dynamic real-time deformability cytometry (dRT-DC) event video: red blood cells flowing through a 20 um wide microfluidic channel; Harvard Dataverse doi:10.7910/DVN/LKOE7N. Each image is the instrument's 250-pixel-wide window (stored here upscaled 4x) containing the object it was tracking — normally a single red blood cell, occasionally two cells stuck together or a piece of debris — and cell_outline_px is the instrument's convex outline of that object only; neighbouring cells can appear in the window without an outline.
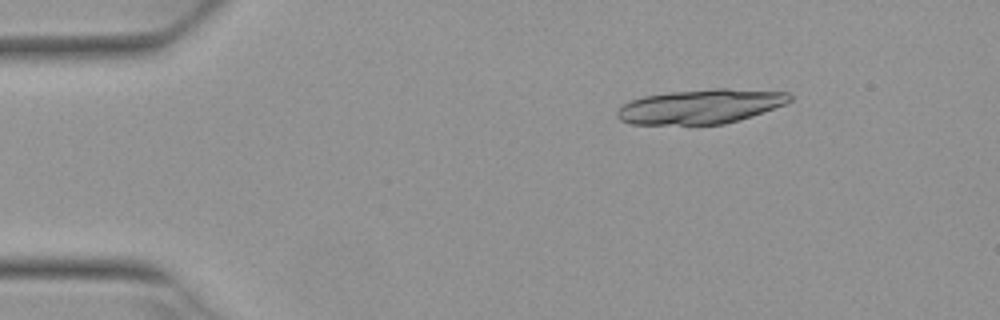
{"species": "Egyptian fruit bat (a non-hibernating species)", "species_latin": "Rousettus aegyptiacus", "temperature_condition": "warm", "stored_images_in_passage": 3, "camera_frame_rate_fps": 3000, "um_per_image_px": 0.085, "animal": {"sex": "female"}, "frame": {"image": 1, "passage_image": 1, "time_ms": 0.0, "image_size_px": [1000, 320], "cell_outline_px": [[792, 100], [784, 104], [752, 116], [740, 120], [724, 124], [632, 124], [620, 120], [616, 116], [616, 112], [624, 104], [632, 100], [644, 96], [668, 92], [716, 88], [728, 88], [788, 92], [792, 96]], "centroid_in_image_um": [59.57, 9.04], "position_along_channel_um": 25.4, "area_um2": 34.56}}